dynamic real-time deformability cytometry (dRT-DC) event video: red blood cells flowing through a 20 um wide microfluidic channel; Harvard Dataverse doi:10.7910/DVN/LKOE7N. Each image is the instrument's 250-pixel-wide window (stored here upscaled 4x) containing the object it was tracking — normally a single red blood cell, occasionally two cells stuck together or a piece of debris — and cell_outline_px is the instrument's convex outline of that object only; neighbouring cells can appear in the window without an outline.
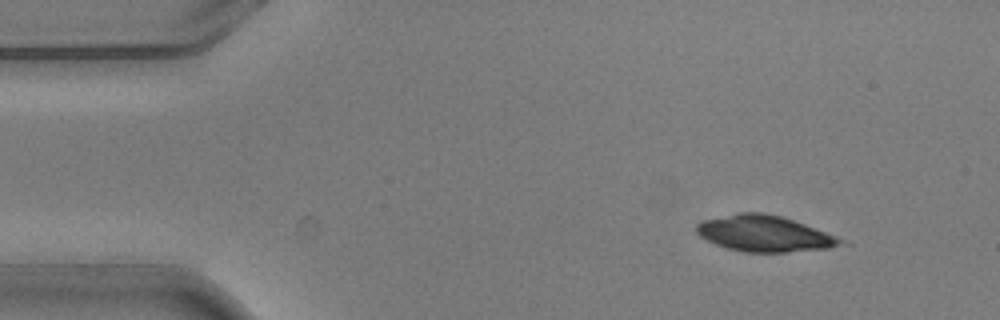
{"species": "common noctule bat (a hibernating species)", "species_latin": "Nyctalus noctula", "temperature_condition": "warm", "stored_images_in_passage": 5, "segment_of_instrument_passage": [1, 2], "camera_frame_rate_fps": 3000, "um_per_image_px": 0.085, "animal": {"sex": "male", "body_mass_g": 20.5, "forearm_length_mm": 52.5}, "frame": {"image": 1, "passage_image": 1, "time_ms": 0.0, "image_size_px": [1000, 320], "cell_outline_px": [[852, 244], [828, 248], [788, 252], [744, 252], [728, 248], [716, 244], [700, 236], [696, 232], [696, 224], [704, 220], [740, 212], [760, 212], [780, 216], [804, 224], [836, 236]], "centroid_in_image_um": [65.01, 19.86], "position_along_channel_um": 20.0, "area_um2": 30.11}}